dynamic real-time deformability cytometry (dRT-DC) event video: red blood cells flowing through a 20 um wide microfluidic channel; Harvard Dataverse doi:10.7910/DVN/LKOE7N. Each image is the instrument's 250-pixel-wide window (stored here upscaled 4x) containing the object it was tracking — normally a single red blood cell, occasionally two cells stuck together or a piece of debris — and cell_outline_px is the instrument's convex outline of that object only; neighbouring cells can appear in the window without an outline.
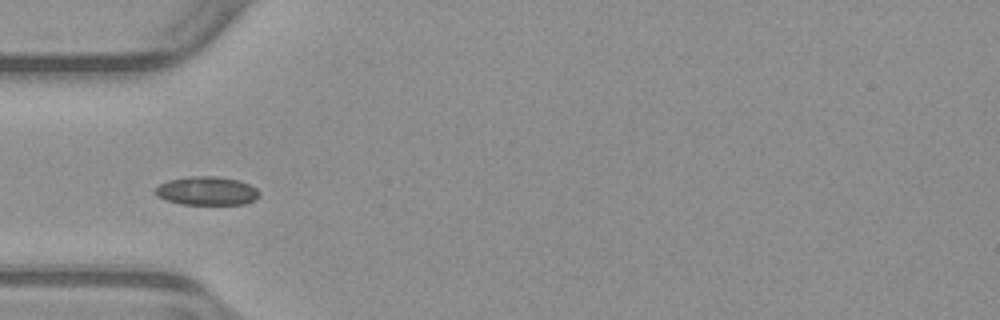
{"species": "common noctule bat (a hibernating species)", "species_latin": "Nyctalus noctula", "temperature_condition": "warm", "stored_images_in_passage": 17, "camera_frame_rate_fps": 3000, "um_per_image_px": 0.085, "animal": {"sex": "male", "body_mass_g": 23.1, "forearm_length_mm": 52.7}, "frame": {"image": 1, "passage_image": 1, "time_ms": 0.0, "image_size_px": [1000, 320], "cell_outline_px": [[260, 196], [256, 200], [244, 204], [180, 204], [164, 200], [156, 196], [152, 192], [152, 188], [168, 180], [188, 176], [216, 176], [240, 180], [256, 188], [260, 192]], "centroid_in_image_um": [17.54, 16.22], "position_along_channel_um": 67.5, "area_um2": 17.74}}
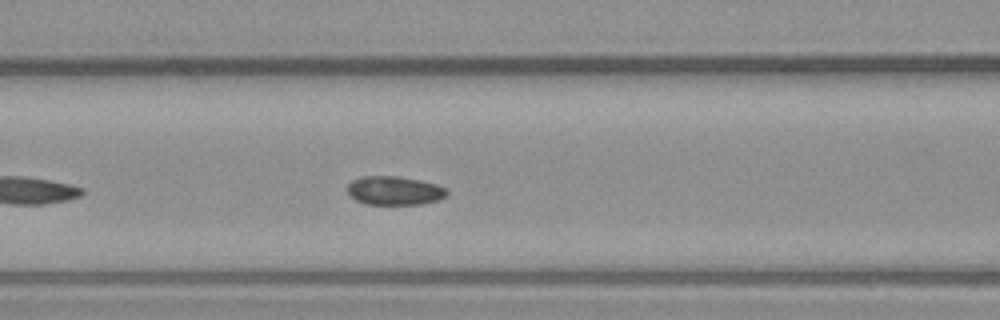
{"frame": {"image": 2, "passage_image": 6, "time_ms": 1.667, "image_size_px": [1000, 320], "cell_outline_px": [[448, 196], [436, 200], [420, 204], [364, 204], [356, 200], [348, 192], [348, 184], [352, 180], [360, 176], [396, 176], [420, 180], [436, 184], [448, 188]], "centroid_in_image_um": [33.54, 16.19], "position_along_channel_um": 133.1, "area_um2": 16.7}}
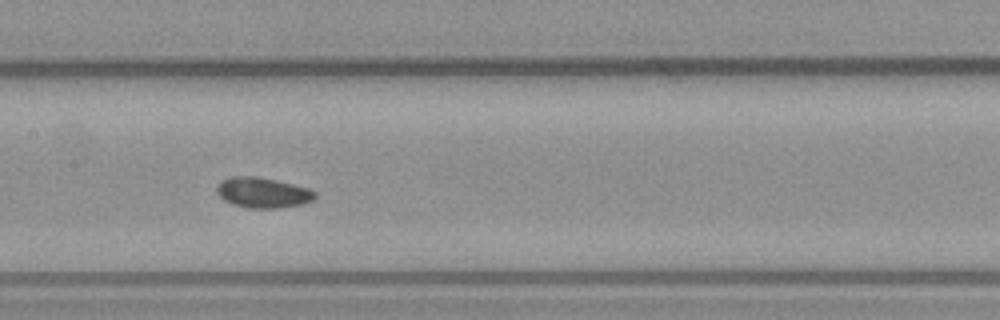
{"frame": {"image": 3, "passage_image": 10, "time_ms": 3.0, "image_size_px": [1000, 320], "cell_outline_px": [[316, 196], [312, 200], [304, 204], [280, 208], [248, 208], [232, 204], [224, 200], [216, 192], [216, 188], [220, 180], [232, 176], [256, 176], [276, 180], [308, 188], [316, 192]], "centroid_in_image_um": [22.32, 16.37], "position_along_channel_um": 185.1, "area_um2": 17.51}}